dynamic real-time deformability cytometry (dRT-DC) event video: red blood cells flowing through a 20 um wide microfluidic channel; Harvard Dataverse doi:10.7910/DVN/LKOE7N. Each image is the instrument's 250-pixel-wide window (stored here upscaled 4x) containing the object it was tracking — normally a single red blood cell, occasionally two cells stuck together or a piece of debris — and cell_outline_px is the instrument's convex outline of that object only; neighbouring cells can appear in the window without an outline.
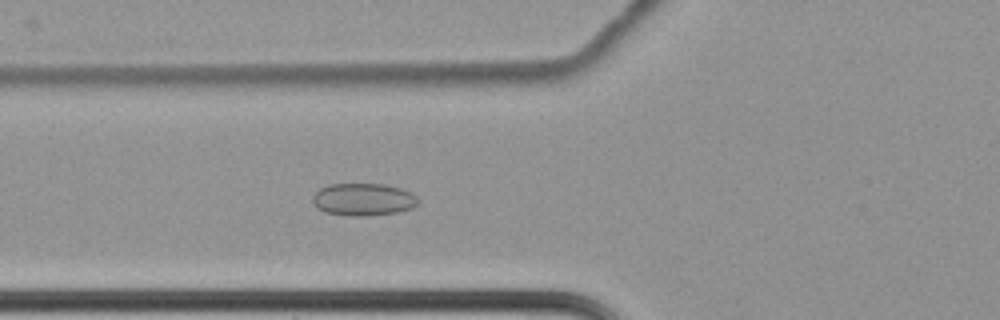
{"species": "common noctule bat (a hibernating species)", "species_latin": "Nyctalus noctula", "temperature_condition": "cold", "stored_images_in_passage": 66, "camera_frame_rate_fps": 3000, "um_per_image_px": 0.085, "animal": {"sex": "female", "body_mass_g": 22.7, "forearm_length_mm": 54.2}, "frame": {"image": 1, "passage_image": 29, "time_ms": 9.333, "image_size_px": [1000, 320], "cell_outline_px": [[420, 204], [412, 208], [396, 212], [364, 216], [348, 216], [324, 212], [316, 208], [312, 204], [312, 196], [320, 188], [328, 184], [384, 184], [400, 188], [412, 192], [420, 200]], "centroid_in_image_um": [30.87, 16.95], "position_along_channel_um": 94.9, "area_um2": 20.23}}
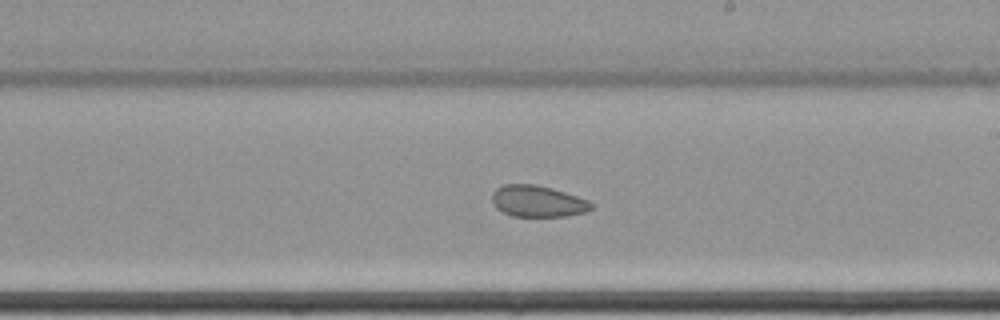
{"frame": {"image": 2, "passage_image": 42, "time_ms": 13.667, "image_size_px": [1000, 320], "cell_outline_px": [[596, 204], [592, 208], [584, 212], [564, 216], [512, 216], [496, 208], [492, 204], [492, 192], [496, 188], [504, 184], [536, 184], [552, 188], [588, 200]], "centroid_in_image_um": [45.68, 17.1], "position_along_channel_um": 243.3, "area_um2": 18.21}}
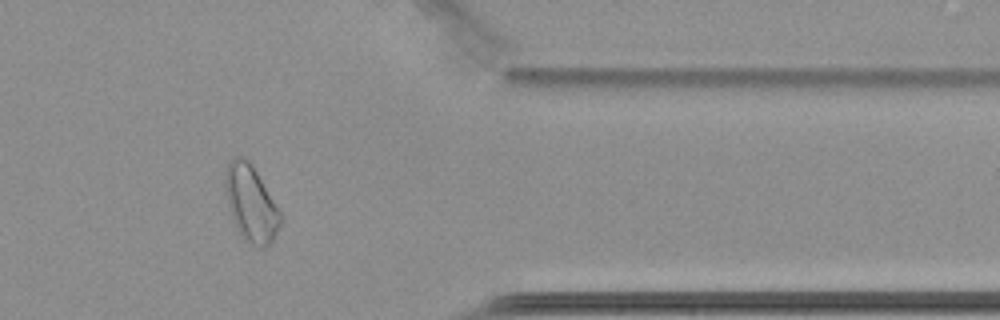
{"frame": {"image": 3, "passage_image": 56, "time_ms": 18.333, "image_size_px": [1000, 320], "cell_outline_px": [[280, 224], [272, 244], [268, 248], [256, 248], [248, 244], [244, 240], [232, 216], [228, 200], [224, 180], [224, 176], [228, 160], [236, 156], [244, 156], [252, 164], [280, 212]], "centroid_in_image_um": [21.33, 17.31], "position_along_channel_um": 390.1, "area_um2": 24.33}, "authors_computed_cell_mechanics": {"area_um2": 23.5824, "velocity_mm_per_s": 3.4283, "shape_relaxation_time_tau1_ms": null, "shape_relaxation_time_tau2_ms": 1.6476, "deformation_change_tau1": null, "deformation_change_tau2": 0.0448}}